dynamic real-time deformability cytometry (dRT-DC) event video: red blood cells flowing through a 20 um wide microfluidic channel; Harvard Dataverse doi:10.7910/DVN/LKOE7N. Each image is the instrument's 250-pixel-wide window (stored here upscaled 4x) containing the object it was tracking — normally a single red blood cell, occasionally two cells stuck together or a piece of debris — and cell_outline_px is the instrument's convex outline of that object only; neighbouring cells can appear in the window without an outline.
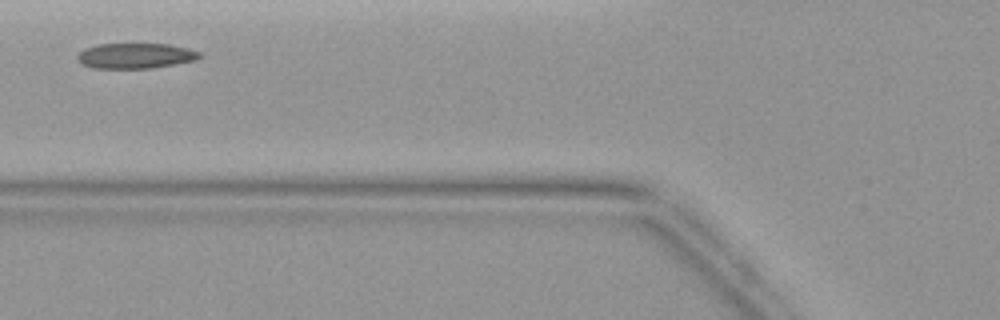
{"species": "common noctule bat (a hibernating species)", "species_latin": "Nyctalus noctula", "temperature_condition": "warm", "stored_images_in_passage": 3, "camera_frame_rate_fps": 3000, "um_per_image_px": 0.085, "animal": {"sex": "female", "body_mass_g": 19.9}, "frame": {"image": 1, "passage_image": 2, "time_ms": 1.0, "image_size_px": [1000, 320], "cell_outline_px": [[200, 56], [196, 60], [152, 68], [96, 68], [84, 64], [76, 56], [84, 48], [96, 44], [168, 44], [188, 48], [200, 52]], "centroid_in_image_um": [11.53, 4.73], "position_along_channel_um": 114.3, "area_um2": 17.86}}